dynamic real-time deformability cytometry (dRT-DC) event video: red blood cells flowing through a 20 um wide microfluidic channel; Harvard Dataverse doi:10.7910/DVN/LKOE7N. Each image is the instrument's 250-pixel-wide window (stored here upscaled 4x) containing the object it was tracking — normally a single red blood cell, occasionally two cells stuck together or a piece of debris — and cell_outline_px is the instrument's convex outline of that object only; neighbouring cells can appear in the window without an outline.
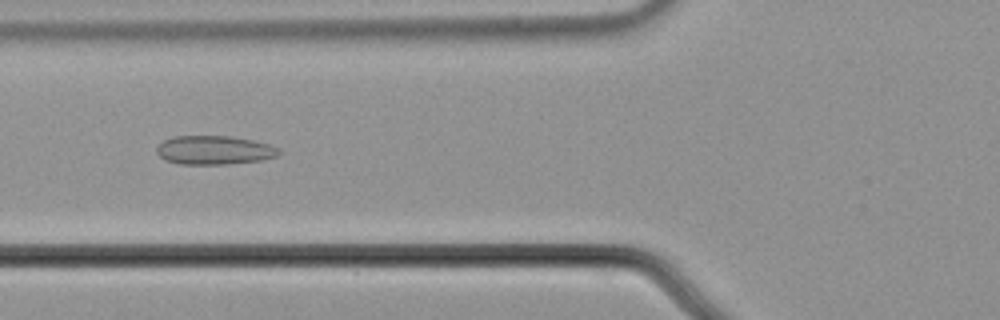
{"species": "common noctule bat (a hibernating species)", "species_latin": "Nyctalus noctula", "temperature_condition": "cold", "stored_images_in_passage": 56, "camera_frame_rate_fps": 3000, "um_per_image_px": 0.085, "animal": {"sex": "male", "body_mass_g": 21.5, "forearm_length_mm": 52.0}, "frame": {"image": 1, "passage_image": 22, "time_ms": 7.0, "image_size_px": [1000, 320], "cell_outline_px": [[284, 152], [276, 156], [260, 160], [228, 164], [180, 164], [168, 160], [160, 156], [156, 152], [156, 148], [164, 140], [176, 136], [232, 136], [252, 140], [268, 144], [280, 148]], "centroid_in_image_um": [18.25, 12.76], "position_along_channel_um": 107.5, "area_um2": 20.46}}
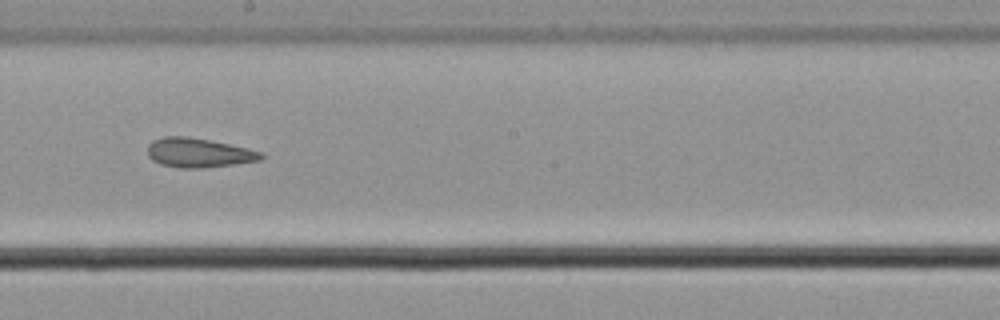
{"frame": {"image": 2, "passage_image": 32, "time_ms": 10.333, "image_size_px": [1000, 320], "cell_outline_px": [[264, 156], [260, 160], [204, 168], [180, 168], [160, 164], [152, 160], [148, 156], [148, 144], [152, 140], [164, 136], [184, 136], [208, 140], [228, 144], [264, 152]], "centroid_in_image_um": [16.85, 12.99], "position_along_channel_um": 231.4, "area_um2": 19.31}}
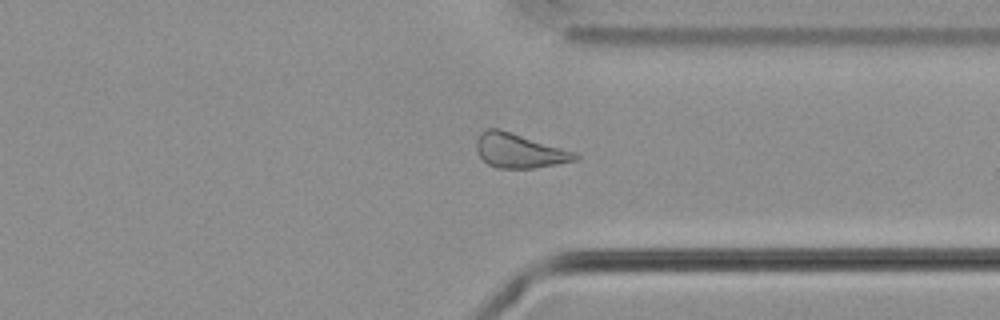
{"frame": {"image": 3, "passage_image": 43, "time_ms": 14.0, "image_size_px": [1000, 320], "cell_outline_px": [[580, 156], [576, 160], [556, 164], [532, 168], [496, 168], [488, 164], [476, 152], [476, 140], [480, 132], [488, 128], [500, 128], [576, 152]], "centroid_in_image_um": [44.11, 12.79], "position_along_channel_um": 367.3, "area_um2": 19.88}, "authors_computed_cell_mechanics": {"area_um2": 20.9814, "velocity_mm_per_s": 3.7071, "shape_relaxation_time_tau1_ms": null, "shape_relaxation_time_tau2_ms": 2.7953, "deformation_change_tau1": null, "deformation_change_tau2": 0.071}}